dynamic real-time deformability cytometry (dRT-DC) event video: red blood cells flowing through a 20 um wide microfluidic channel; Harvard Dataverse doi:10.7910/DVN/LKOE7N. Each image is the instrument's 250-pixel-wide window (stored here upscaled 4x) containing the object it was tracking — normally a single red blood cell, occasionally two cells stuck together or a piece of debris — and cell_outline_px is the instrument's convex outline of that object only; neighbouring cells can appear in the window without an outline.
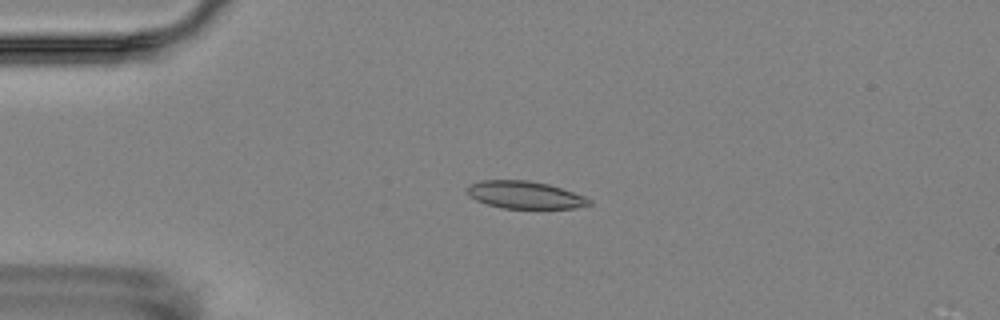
{"species": "Egyptian fruit bat (a non-hibernating species)", "species_latin": "Rousettus aegyptiacus", "temperature_condition": "room temperature", "stored_images_in_passage": 5, "camera_frame_rate_fps": 3000, "um_per_image_px": 0.085, "animal": {"sex": "female"}, "frame": {"image": 1, "passage_image": 3, "time_ms": 3.333, "image_size_px": [1000, 320], "cell_outline_px": [[592, 204], [576, 208], [504, 208], [488, 204], [476, 200], [468, 192], [468, 188], [472, 184], [480, 180], [528, 180], [548, 184], [584, 196], [592, 200]], "centroid_in_image_um": [44.66, 16.57], "position_along_channel_um": 40.3, "area_um2": 19.19}}